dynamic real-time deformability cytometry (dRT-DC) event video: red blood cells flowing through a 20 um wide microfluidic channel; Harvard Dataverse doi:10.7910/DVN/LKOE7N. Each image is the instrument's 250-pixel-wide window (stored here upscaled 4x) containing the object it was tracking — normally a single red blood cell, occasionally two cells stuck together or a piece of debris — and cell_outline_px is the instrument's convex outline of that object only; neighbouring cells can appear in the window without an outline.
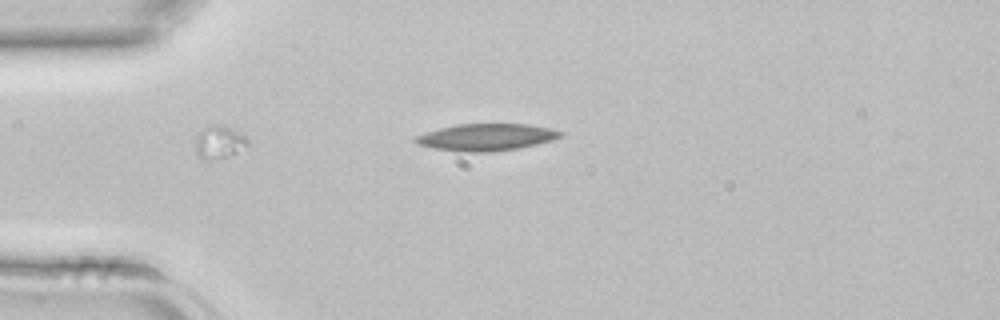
{"species": "common noctule bat (a hibernating species)", "species_latin": "Nyctalus noctula", "temperature_condition": "room temperature", "stored_images_in_passage": 3, "camera_frame_rate_fps": 3000, "um_per_image_px": 0.085, "animal": {"sex": "female", "body_mass_g": 22.7, "forearm_length_mm": 54.2}, "frame": {"image": 1, "passage_image": 1, "time_ms": 0.0, "image_size_px": [1000, 320], "cell_outline_px": [[564, 136], [552, 140], [520, 148], [492, 152], [468, 152], [436, 148], [416, 144], [412, 140], [412, 136], [440, 128], [456, 124], [528, 124], [548, 128], [564, 132]], "centroid_in_image_um": [41.32, 11.66], "position_along_channel_um": 43.7, "area_um2": 22.83}}